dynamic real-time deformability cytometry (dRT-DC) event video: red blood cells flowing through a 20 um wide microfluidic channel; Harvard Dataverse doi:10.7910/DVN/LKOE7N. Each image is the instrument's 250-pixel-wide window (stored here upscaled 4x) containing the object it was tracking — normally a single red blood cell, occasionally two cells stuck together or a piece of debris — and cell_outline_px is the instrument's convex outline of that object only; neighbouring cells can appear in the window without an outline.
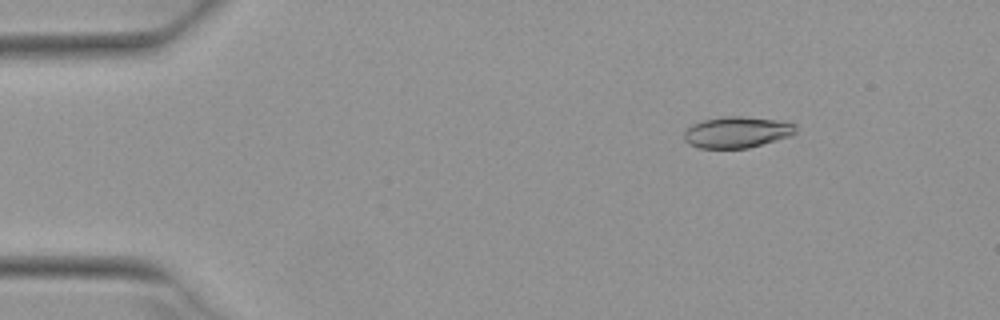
{"species": "Egyptian fruit bat (a non-hibernating species)", "species_latin": "Rousettus aegyptiacus", "temperature_condition": "warm", "stored_images_in_passage": 52, "camera_frame_rate_fps": 3000, "um_per_image_px": 0.085, "animal": {"sex": "female"}, "frame": {"image": 1, "passage_image": 7, "time_ms": 2.0, "image_size_px": [1000, 320], "cell_outline_px": [[796, 132], [788, 136], [748, 148], [700, 148], [688, 144], [684, 140], [684, 132], [692, 124], [700, 120], [724, 116], [740, 116], [776, 120], [796, 124]], "centroid_in_image_um": [62.58, 11.23], "position_along_channel_um": 22.4, "area_um2": 20.23}}
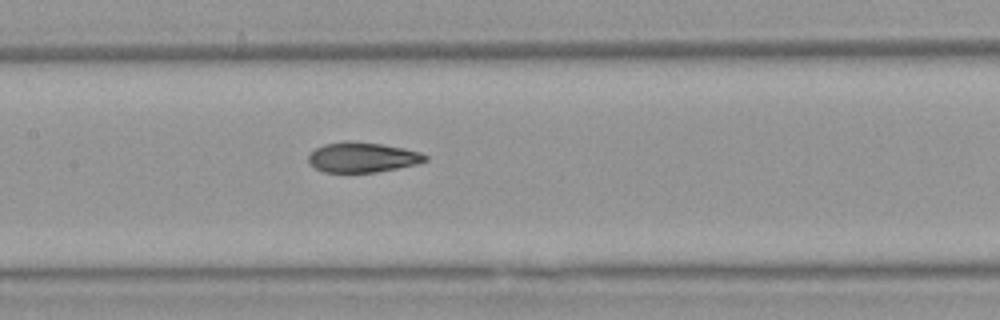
{"frame": {"image": 2, "passage_image": 25, "time_ms": 8.0, "image_size_px": [1000, 320], "cell_outline_px": [[428, 160], [416, 164], [376, 172], [324, 172], [308, 164], [308, 156], [316, 148], [324, 144], [348, 140], [384, 144], [404, 148], [420, 152], [428, 156]], "centroid_in_image_um": [30.8, 13.36], "position_along_channel_um": 176.6, "area_um2": 20.52}}
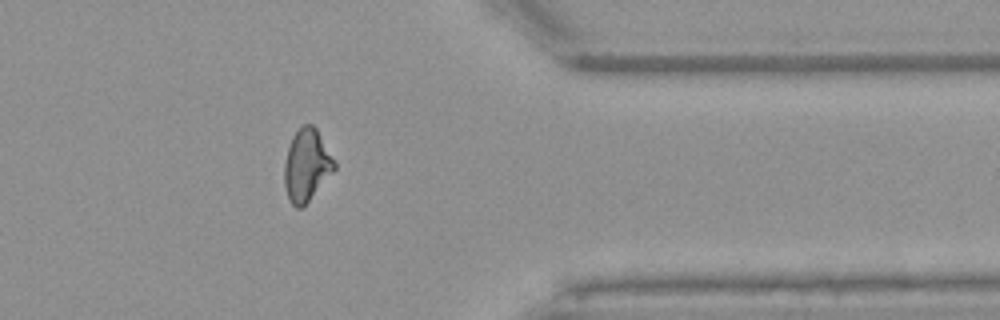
{"frame": {"image": 3, "passage_image": 42, "time_ms": 13.667, "image_size_px": [1000, 320], "cell_outline_px": [[336, 168], [308, 200], [300, 208], [296, 208], [288, 200], [284, 184], [284, 164], [288, 148], [292, 136], [304, 124], [312, 124], [316, 128], [336, 164]], "centroid_in_image_um": [26.04, 14.04], "position_along_channel_um": 385.4, "area_um2": 20.58}, "authors_computed_cell_mechanics": {"area_um2": 21.0103, "velocity_mm_per_s": 3.9432, "shape_relaxation_time_tau1_ms": null, "shape_relaxation_time_tau2_ms": 1.7682, "deformation_change_tau1": null, "deformation_change_tau2": 0.0746}}